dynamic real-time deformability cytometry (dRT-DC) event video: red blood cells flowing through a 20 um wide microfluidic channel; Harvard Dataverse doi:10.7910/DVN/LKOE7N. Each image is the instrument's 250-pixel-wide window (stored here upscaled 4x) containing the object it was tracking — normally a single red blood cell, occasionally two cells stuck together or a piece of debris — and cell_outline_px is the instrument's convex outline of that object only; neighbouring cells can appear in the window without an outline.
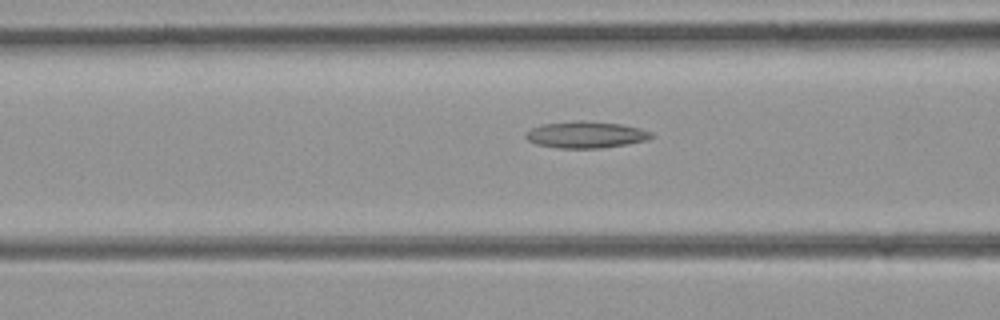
{"species": "common noctule bat (a hibernating species)", "species_latin": "Nyctalus noctula", "temperature_condition": "room temperature", "stored_images_in_passage": 50, "camera_frame_rate_fps": 3000, "um_per_image_px": 0.085, "animal": {"sex": "female", "body_mass_g": 21.9}, "frame": {"image": 1, "passage_image": 20, "time_ms": 6.333, "image_size_px": [1000, 320], "cell_outline_px": [[652, 136], [644, 140], [624, 144], [600, 148], [560, 148], [536, 144], [528, 140], [524, 136], [532, 128], [544, 124], [576, 120], [580, 120], [620, 124], [640, 128], [652, 132]], "centroid_in_image_um": [49.77, 11.44], "position_along_channel_um": 116.8, "area_um2": 19.13}}
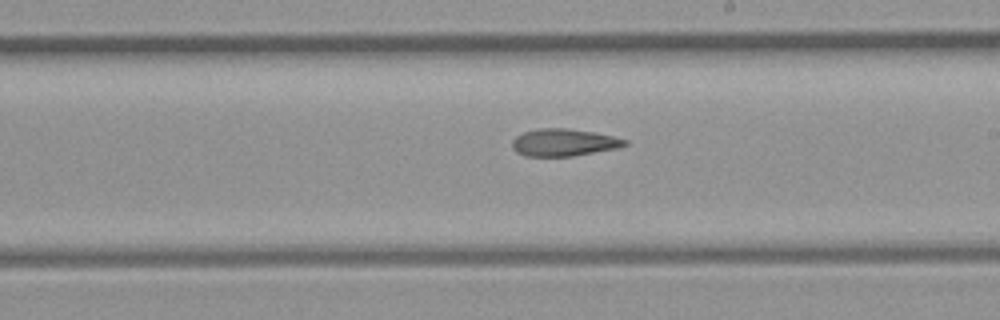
{"frame": {"image": 2, "passage_image": 29, "time_ms": 9.333, "image_size_px": [1000, 320], "cell_outline_px": [[628, 144], [620, 148], [572, 156], [524, 156], [516, 152], [512, 148], [512, 140], [516, 136], [524, 132], [540, 128], [568, 128], [592, 132], [612, 136], [628, 140]], "centroid_in_image_um": [47.92, 12.11], "position_along_channel_um": 241.1, "area_um2": 17.98}}
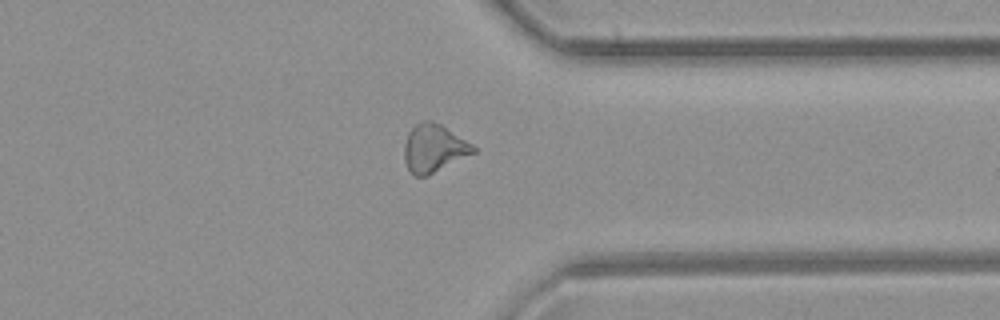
{"frame": {"image": 3, "passage_image": 39, "time_ms": 12.667, "image_size_px": [1000, 320], "cell_outline_px": [[476, 152], [428, 176], [416, 176], [408, 168], [404, 160], [404, 144], [408, 132], [420, 120], [432, 120], [440, 124], [472, 144], [476, 148]], "centroid_in_image_um": [36.86, 12.6], "position_along_channel_um": 374.5, "area_um2": 19.25}}